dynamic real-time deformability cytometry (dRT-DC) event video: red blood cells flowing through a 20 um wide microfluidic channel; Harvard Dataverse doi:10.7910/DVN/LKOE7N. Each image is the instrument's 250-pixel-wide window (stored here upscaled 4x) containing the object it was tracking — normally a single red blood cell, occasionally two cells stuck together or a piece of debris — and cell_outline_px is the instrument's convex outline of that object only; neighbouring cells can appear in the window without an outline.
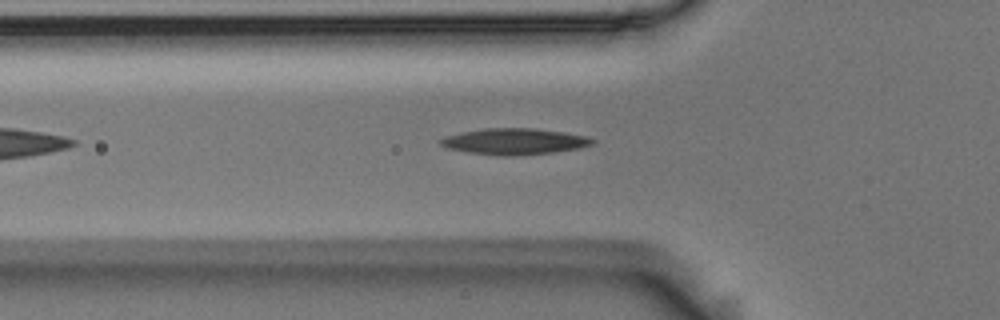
{"species": "Egyptian fruit bat (a non-hibernating species)", "species_latin": "Rousettus aegyptiacus", "temperature_condition": "room temperature", "stored_images_in_passage": 29, "camera_frame_rate_fps": 3000, "um_per_image_px": 0.085, "animal": {"sex": "male"}, "frame": {"image": 1, "passage_image": 8, "time_ms": 2.333, "image_size_px": [1000, 320], "cell_outline_px": [[596, 140], [592, 144], [580, 148], [552, 152], [516, 156], [504, 156], [468, 152], [448, 148], [440, 144], [440, 140], [448, 136], [464, 132], [484, 128], [536, 128], [564, 132], [584, 136]], "centroid_in_image_um": [43.76, 12.02], "position_along_channel_um": 82.0, "area_um2": 22.89}}
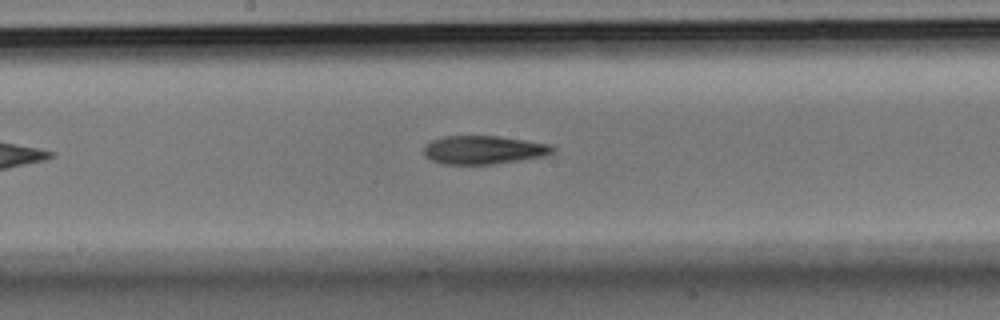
{"frame": {"image": 2, "passage_image": 18, "time_ms": 5.667, "image_size_px": [1000, 320], "cell_outline_px": [[556, 148], [552, 152], [544, 156], [520, 160], [492, 164], [444, 164], [432, 160], [424, 156], [424, 144], [432, 140], [444, 136], [500, 136], [548, 144]], "centroid_in_image_um": [41.07, 12.74], "position_along_channel_um": 207.1, "area_um2": 21.27}}
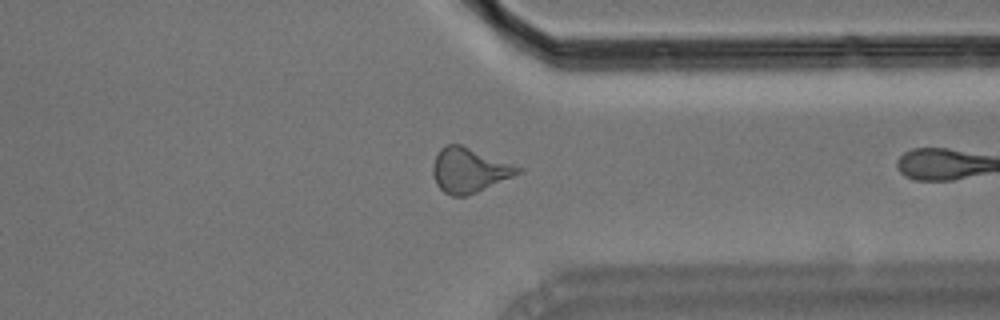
{"frame": {"image": 3, "passage_image": 28, "time_ms": 9.0, "image_size_px": [1000, 320], "cell_outline_px": [[524, 172], [476, 192], [464, 196], [452, 196], [444, 192], [436, 184], [432, 172], [432, 164], [440, 148], [448, 144], [460, 144], [524, 168]], "centroid_in_image_um": [39.89, 14.46], "position_along_channel_um": 371.5, "area_um2": 22.08}}